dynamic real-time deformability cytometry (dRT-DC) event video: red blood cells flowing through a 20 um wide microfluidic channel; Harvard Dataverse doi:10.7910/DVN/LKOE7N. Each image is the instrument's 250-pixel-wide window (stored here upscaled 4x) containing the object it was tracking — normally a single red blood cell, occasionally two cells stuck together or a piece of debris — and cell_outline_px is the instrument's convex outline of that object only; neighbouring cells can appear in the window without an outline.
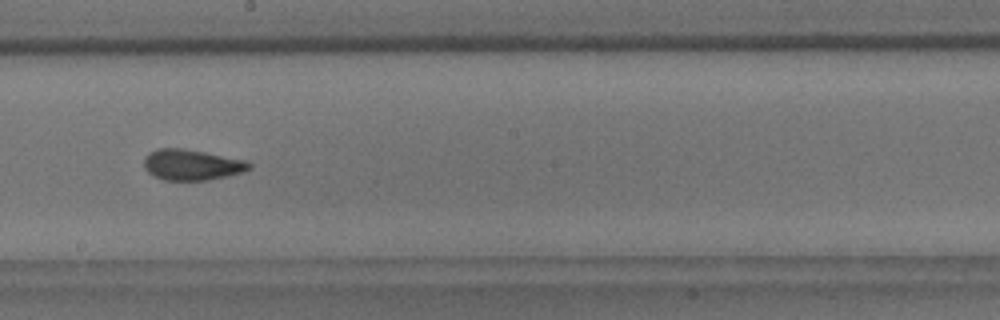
{"species": "common noctule bat (a hibernating species)", "species_latin": "Nyctalus noctula", "temperature_condition": "room temperature", "stored_images_in_passage": 7, "camera_frame_rate_fps": 3000, "um_per_image_px": 0.085, "animal": {"sex": "male", "body_mass_g": 18.8}, "frame": {"image": 1, "passage_image": 5, "time_ms": 4.667, "image_size_px": [1000, 320], "cell_outline_px": [[252, 168], [228, 176], [208, 180], [164, 180], [148, 172], [144, 168], [144, 156], [148, 152], [156, 148], [184, 148], [248, 160], [252, 164]], "centroid_in_image_um": [16.3, 13.99], "position_along_channel_um": 231.9, "area_um2": 19.07}}
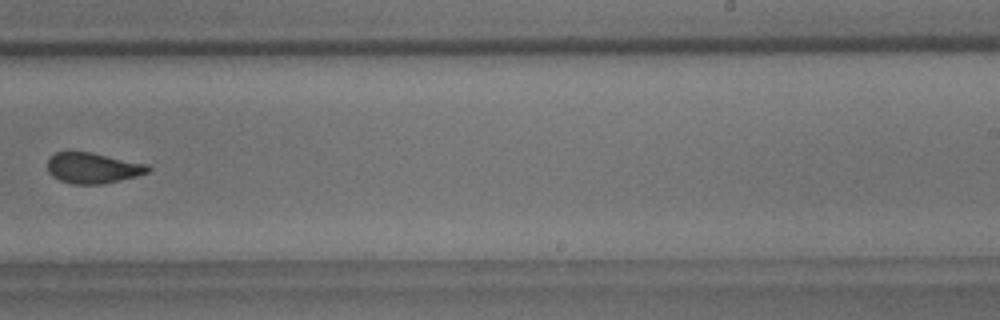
{"frame": {"image": 2, "passage_image": 6, "time_ms": 6.0, "image_size_px": [1000, 320], "cell_outline_px": [[152, 168], [148, 172], [136, 176], [120, 180], [100, 184], [72, 184], [60, 180], [52, 176], [48, 172], [48, 160], [56, 152], [92, 152], [148, 164]], "centroid_in_image_um": [7.91, 14.28], "position_along_channel_um": 281.1, "area_um2": 17.92}}
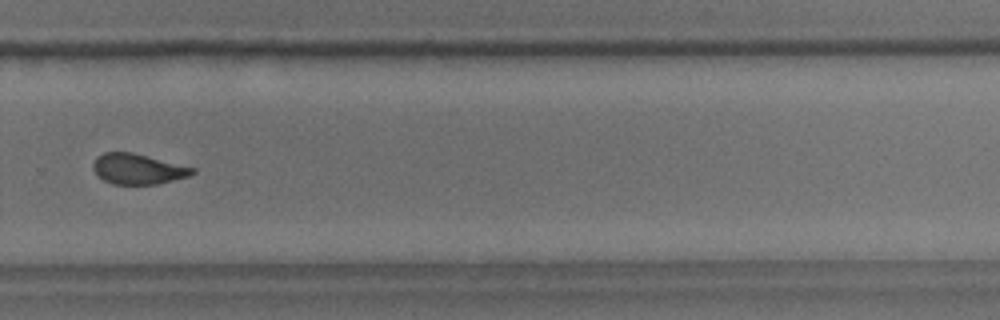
{"frame": {"image": 3, "passage_image": 7, "time_ms": 7.0, "image_size_px": [1000, 320], "cell_outline_px": [[196, 172], [188, 176], [156, 184], [112, 184], [104, 180], [92, 168], [92, 164], [96, 156], [104, 152], [132, 152], [196, 168]], "centroid_in_image_um": [11.71, 14.35], "position_along_channel_um": 318.1, "area_um2": 17.51}}